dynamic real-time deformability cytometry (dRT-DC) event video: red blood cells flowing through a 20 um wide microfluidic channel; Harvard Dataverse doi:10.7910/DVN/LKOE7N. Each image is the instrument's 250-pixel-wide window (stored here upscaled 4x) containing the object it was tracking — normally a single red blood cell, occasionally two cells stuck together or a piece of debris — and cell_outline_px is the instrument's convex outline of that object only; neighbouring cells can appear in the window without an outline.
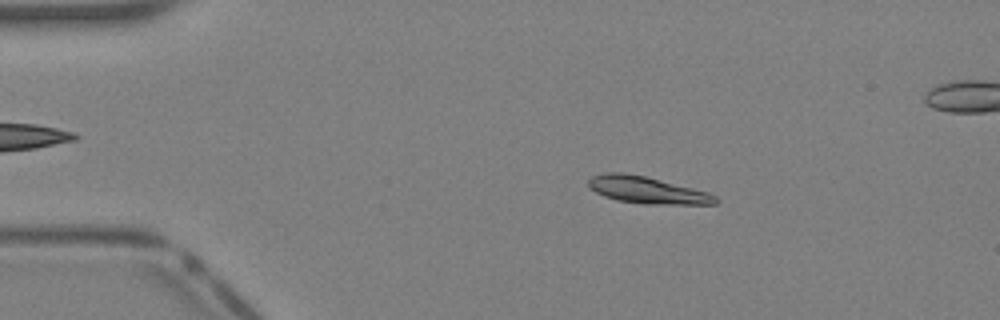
{"species": "Egyptian fruit bat (a non-hibernating species)", "species_latin": "Rousettus aegyptiacus", "temperature_condition": "warm", "stored_images_in_passage": 40, "camera_frame_rate_fps": 3000, "um_per_image_px": 0.085, "animal": {"sex": "female"}, "frame": {"image": 1, "passage_image": 7, "time_ms": 2.0, "image_size_px": [1000, 320], "cell_outline_px": [[716, 204], [644, 204], [616, 200], [604, 196], [588, 188], [588, 180], [592, 176], [608, 172], [624, 172], [644, 176], [708, 192], [716, 196]], "centroid_in_image_um": [54.95, 16.15], "position_along_channel_um": 30.1, "area_um2": 19.77}}
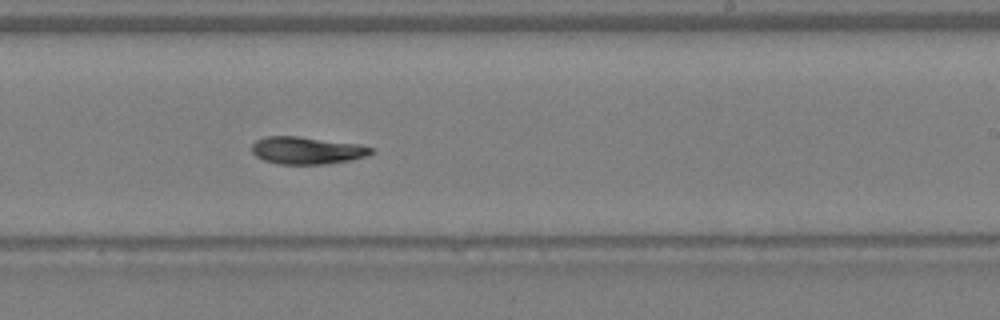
{"frame": {"image": 2, "passage_image": 24, "time_ms": 7.667, "image_size_px": [1000, 320], "cell_outline_px": [[372, 152], [368, 156], [348, 160], [324, 164], [280, 164], [264, 160], [256, 156], [252, 152], [252, 144], [256, 140], [264, 136], [296, 136], [360, 144], [372, 148]], "centroid_in_image_um": [26.06, 12.78], "position_along_channel_um": 262.9, "area_um2": 18.9}}
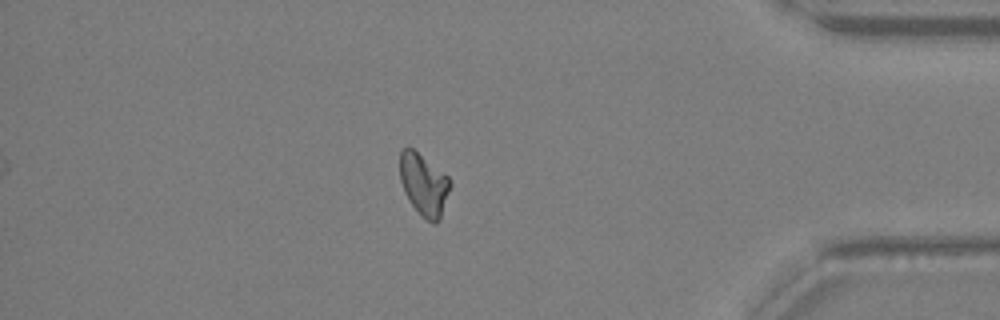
{"frame": {"image": 3, "passage_image": 34, "time_ms": 11.0, "image_size_px": [1000, 320], "cell_outline_px": [[452, 184], [440, 220], [436, 224], [432, 224], [408, 200], [404, 192], [400, 180], [400, 152], [404, 148], [412, 148], [448, 176], [452, 180]], "centroid_in_image_um": [36.05, 15.69], "position_along_channel_um": 399.2, "area_um2": 18.03}}